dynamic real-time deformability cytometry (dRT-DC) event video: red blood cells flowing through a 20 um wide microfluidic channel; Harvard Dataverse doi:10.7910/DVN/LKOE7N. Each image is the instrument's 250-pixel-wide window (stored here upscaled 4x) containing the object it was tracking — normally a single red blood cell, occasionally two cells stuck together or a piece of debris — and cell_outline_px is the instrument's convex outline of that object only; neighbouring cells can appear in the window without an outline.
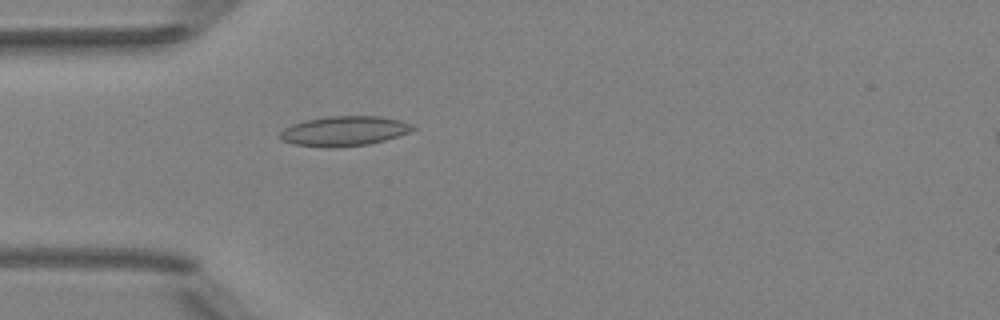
{"species": "Egyptian fruit bat (a non-hibernating species)", "species_latin": "Rousettus aegyptiacus", "temperature_condition": "room temperature", "stored_images_in_passage": 50, "camera_frame_rate_fps": 3000, "um_per_image_px": 0.085, "animal": {"sex": "female"}, "frame": {"image": 1, "passage_image": 14, "time_ms": 4.333, "image_size_px": [1000, 320], "cell_outline_px": [[416, 128], [408, 132], [384, 140], [368, 144], [332, 148], [292, 144], [280, 140], [280, 132], [284, 128], [292, 124], [304, 120], [328, 116], [380, 116], [400, 120], [412, 124]], "centroid_in_image_um": [29.22, 11.13], "position_along_channel_um": 55.8, "area_um2": 23.06}}
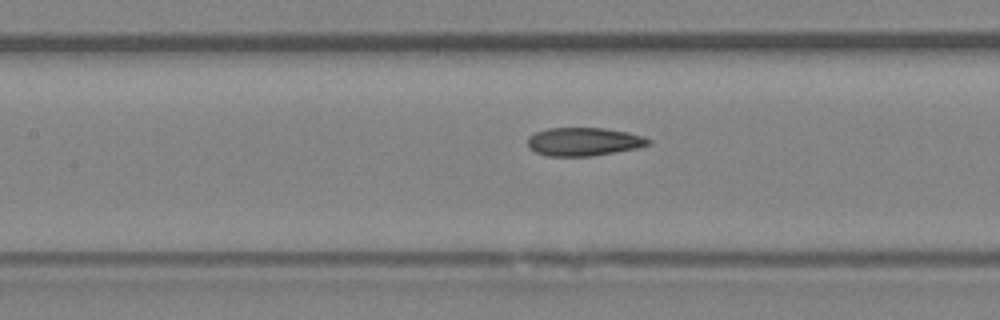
{"frame": {"image": 2, "passage_image": 22, "time_ms": 7.0, "image_size_px": [1000, 320], "cell_outline_px": [[652, 144], [636, 148], [616, 152], [592, 156], [548, 156], [536, 152], [528, 148], [528, 136], [536, 132], [548, 128], [604, 128], [628, 132], [644, 136], [652, 140]], "centroid_in_image_um": [49.64, 12.04], "position_along_channel_um": 157.8, "area_um2": 20.06}}
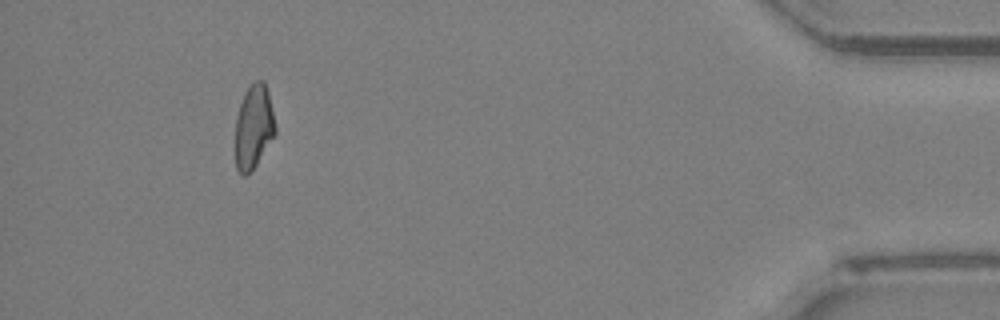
{"frame": {"image": 3, "passage_image": 46, "time_ms": 15.0, "image_size_px": [1000, 320], "cell_outline_px": [[276, 132], [256, 164], [244, 176], [236, 168], [236, 116], [244, 92], [256, 80], [264, 80], [268, 92], [276, 128]], "centroid_in_image_um": [21.56, 10.74], "position_along_channel_um": 413.6, "area_um2": 19.13}, "authors_computed_cell_mechanics": {"area_um2": 20.2878, "velocity_mm_per_s": 4.0266, "shape_relaxation_time_tau1_ms": null, "shape_relaxation_time_tau2_ms": 2.4761, "deformation_change_tau1": null, "deformation_change_tau2": 0.0823}}